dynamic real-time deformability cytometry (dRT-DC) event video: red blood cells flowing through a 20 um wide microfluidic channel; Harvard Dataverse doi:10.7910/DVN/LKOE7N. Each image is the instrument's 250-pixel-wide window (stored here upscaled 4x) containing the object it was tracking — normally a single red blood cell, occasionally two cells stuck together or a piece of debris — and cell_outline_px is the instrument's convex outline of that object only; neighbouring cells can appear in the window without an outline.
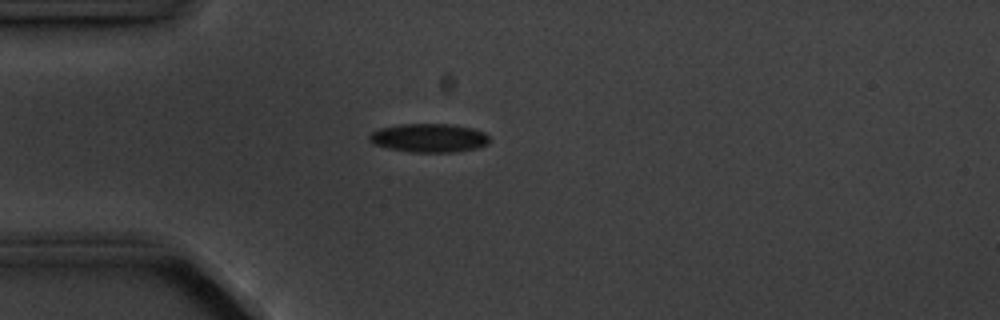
{"species": "common noctule bat (a hibernating species)", "species_latin": "Nyctalus noctula", "temperature_condition": "cold", "stored_images_in_passage": 4, "camera_frame_rate_fps": 3000, "um_per_image_px": 0.085, "animal": {"sex": "male", "body_mass_g": 20.1, "forearm_length_mm": 53.5}, "frame": {"image": 1, "passage_image": 3, "time_ms": 2.333, "image_size_px": [1000, 320], "cell_outline_px": [[488, 144], [476, 148], [452, 152], [412, 152], [388, 148], [372, 144], [368, 140], [368, 136], [372, 132], [380, 128], [400, 124], [452, 124], [472, 128], [484, 132], [488, 136]], "centroid_in_image_um": [36.43, 11.72], "position_along_channel_um": 48.6, "area_um2": 20.06}}